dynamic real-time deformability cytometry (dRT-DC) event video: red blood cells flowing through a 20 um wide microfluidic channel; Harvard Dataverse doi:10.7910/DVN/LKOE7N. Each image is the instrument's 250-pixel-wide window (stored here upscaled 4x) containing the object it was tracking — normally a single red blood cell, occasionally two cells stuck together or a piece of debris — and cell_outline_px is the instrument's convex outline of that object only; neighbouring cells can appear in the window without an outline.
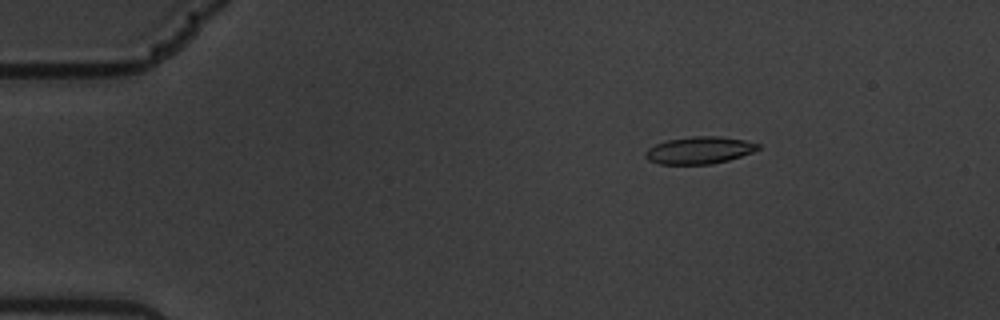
{"species": "common noctule bat (a hibernating species)", "species_latin": "Nyctalus noctula", "temperature_condition": "warm", "stored_images_in_passage": 61, "camera_frame_rate_fps": 3000, "um_per_image_px": 0.085, "animal": {"sex": "male", "body_mass_g": 19.5, "forearm_length_mm": 54.6}, "frame": {"image": 1, "passage_image": 10, "time_ms": 3.0, "image_size_px": [1000, 320], "cell_outline_px": [[760, 148], [752, 152], [728, 160], [712, 164], [660, 164], [648, 160], [644, 156], [644, 152], [648, 148], [656, 144], [668, 140], [692, 136], [720, 136], [744, 140], [760, 144]], "centroid_in_image_um": [59.43, 12.77], "position_along_channel_um": 25.6, "area_um2": 17.8}}
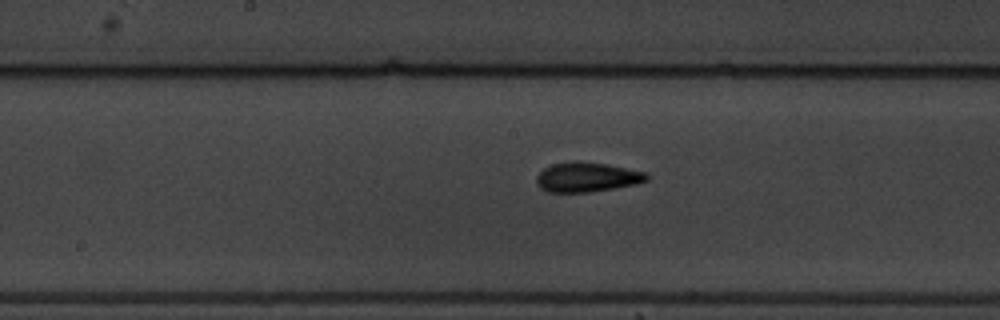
{"frame": {"image": 2, "passage_image": 32, "time_ms": 10.333, "image_size_px": [1000, 320], "cell_outline_px": [[648, 180], [636, 184], [588, 192], [548, 192], [540, 188], [536, 184], [536, 176], [544, 168], [552, 164], [576, 160], [608, 164], [648, 172]], "centroid_in_image_um": [49.89, 15.04], "position_along_channel_um": 198.3, "area_um2": 19.19}}
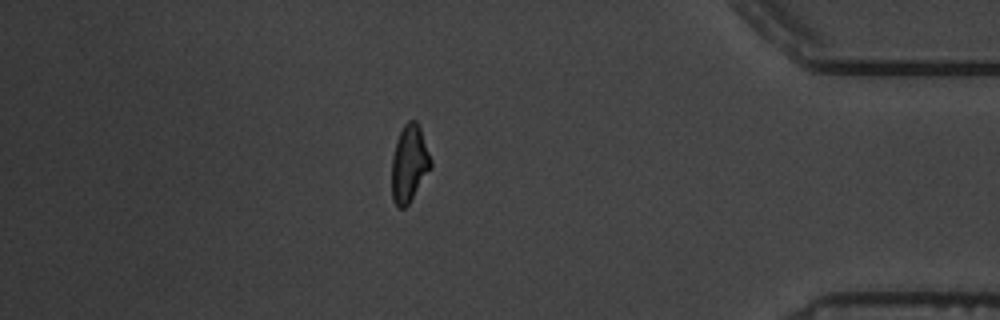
{"frame": {"image": 3, "passage_image": 53, "time_ms": 17.333, "image_size_px": [1000, 320], "cell_outline_px": [[432, 168], [408, 204], [404, 208], [400, 208], [396, 204], [392, 196], [392, 156], [396, 140], [404, 124], [408, 120], [416, 120], [420, 128], [432, 160]], "centroid_in_image_um": [34.8, 13.89], "position_along_channel_um": 400.4, "area_um2": 17.51}, "authors_computed_cell_mechanics": {"area_um2": 17.8602, "velocity_mm_per_s": 3.3695, "shape_relaxation_time_tau1_ms": 4.2283, "shape_relaxation_time_tau2_ms": 2.0424, "deformation_change_tau1": 0.1515, "deformation_change_tau2": 0.0821}}